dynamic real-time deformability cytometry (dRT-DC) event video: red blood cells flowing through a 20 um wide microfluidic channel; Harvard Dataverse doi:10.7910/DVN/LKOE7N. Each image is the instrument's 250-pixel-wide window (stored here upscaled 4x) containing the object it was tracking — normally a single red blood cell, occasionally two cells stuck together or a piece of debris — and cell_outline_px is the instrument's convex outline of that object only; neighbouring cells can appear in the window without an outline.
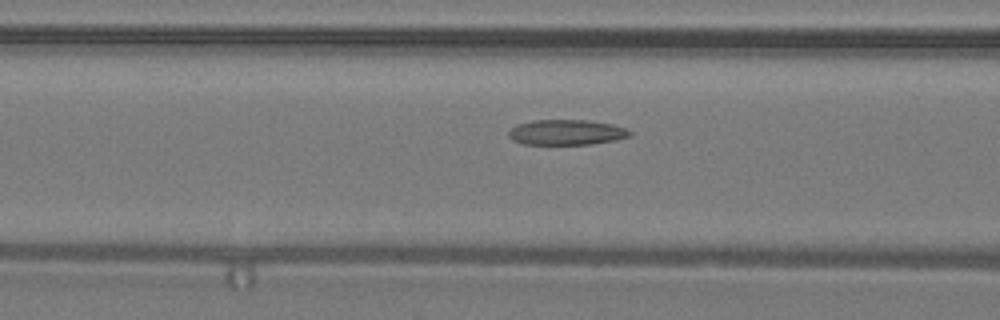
{"species": "common noctule bat (a hibernating species)", "species_latin": "Nyctalus noctula", "temperature_condition": "warm", "stored_images_in_passage": 43, "camera_frame_rate_fps": 3000, "um_per_image_px": 0.085, "animal": {"sex": "male", "body_mass_g": 19.2, "forearm_length_mm": 51.8}, "frame": {"image": 1, "passage_image": 14, "time_ms": 4.333, "image_size_px": [1000, 320], "cell_outline_px": [[632, 136], [616, 140], [592, 144], [524, 144], [512, 140], [508, 136], [508, 132], [516, 124], [532, 120], [588, 120], [612, 124], [624, 128], [632, 132]], "centroid_in_image_um": [48.15, 11.24], "position_along_channel_um": 118.5, "area_um2": 17.98}}
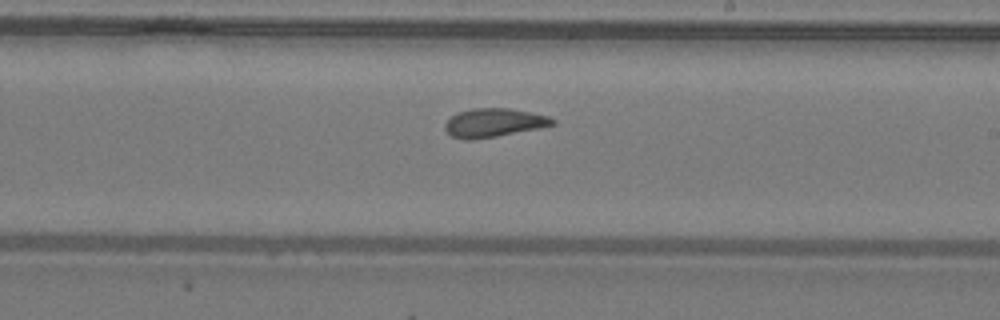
{"frame": {"image": 2, "passage_image": 23, "time_ms": 7.333, "image_size_px": [1000, 320], "cell_outline_px": [[556, 124], [496, 136], [472, 140], [464, 140], [452, 136], [444, 128], [444, 124], [452, 116], [460, 112], [472, 108], [508, 108], [548, 116], [556, 120]], "centroid_in_image_um": [41.95, 10.43], "position_along_channel_um": 247.1, "area_um2": 17.63}}
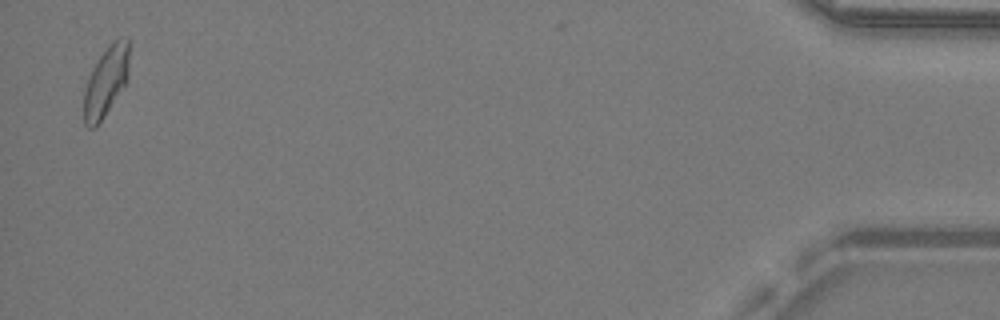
{"frame": {"image": 3, "passage_image": 42, "time_ms": 13.667, "image_size_px": [1000, 320], "cell_outline_px": [[128, 80], [96, 128], [88, 128], [84, 124], [84, 92], [92, 68], [108, 44], [112, 40], [120, 36], [128, 36]], "centroid_in_image_um": [9.01, 6.89], "position_along_channel_um": 426.2, "area_um2": 18.5}, "authors_computed_cell_mechanics": {"area_um2": 18.2648, "velocity_mm_per_s": 4.2876, "shape_relaxation_time_tau1_ms": 11.0227, "shape_relaxation_time_tau2_ms": 2.0289, "deformation_change_tau1": 0.2265, "deformation_change_tau2": 0.0978}}